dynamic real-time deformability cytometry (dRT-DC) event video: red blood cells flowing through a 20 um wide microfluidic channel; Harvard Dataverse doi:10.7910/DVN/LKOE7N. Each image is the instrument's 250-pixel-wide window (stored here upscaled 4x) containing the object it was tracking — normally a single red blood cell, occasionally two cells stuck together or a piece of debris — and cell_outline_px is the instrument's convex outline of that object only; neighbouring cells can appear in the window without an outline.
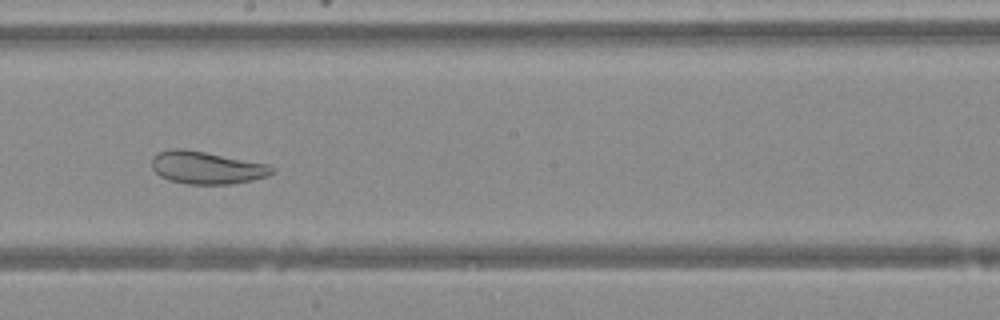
{"species": "Egyptian fruit bat (a non-hibernating species)", "species_latin": "Rousettus aegyptiacus", "temperature_condition": "warm", "stored_images_in_passage": 38, "camera_frame_rate_fps": 3000, "um_per_image_px": 0.085, "animal": {"sex": "female"}, "frame": {"image": 1, "passage_image": 17, "time_ms": 5.333, "image_size_px": [1000, 320], "cell_outline_px": [[276, 172], [268, 176], [252, 180], [232, 184], [188, 184], [168, 180], [160, 176], [152, 168], [152, 156], [156, 152], [168, 148], [184, 148], [268, 164]], "centroid_in_image_um": [17.53, 14.24], "position_along_channel_um": 230.7, "area_um2": 23.0}}
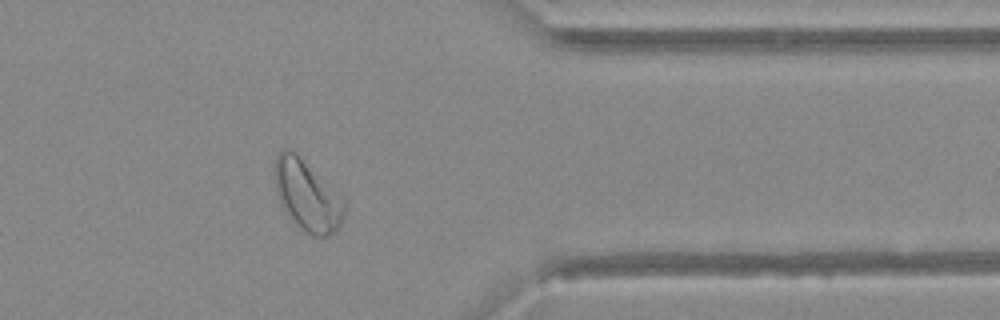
{"frame": {"image": 2, "passage_image": 29, "time_ms": 9.333, "image_size_px": [1000, 320], "cell_outline_px": [[344, 216], [336, 232], [328, 236], [312, 236], [304, 232], [292, 220], [284, 208], [276, 192], [272, 176], [276, 156], [284, 148], [292, 148], [344, 200]], "centroid_in_image_um": [26.07, 16.61], "position_along_channel_um": 385.3, "area_um2": 28.61}}
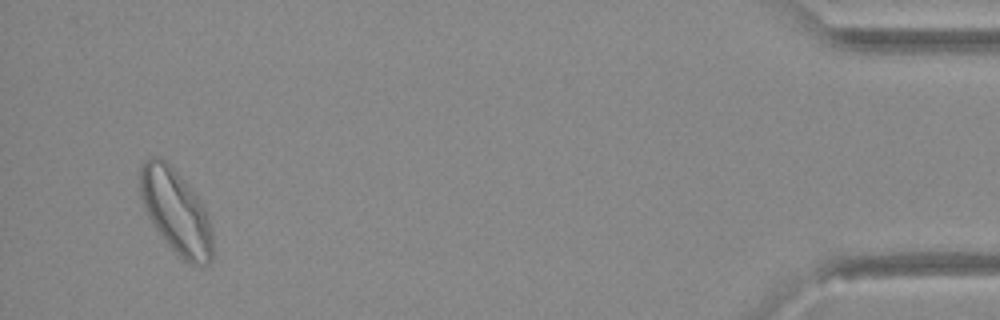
{"frame": {"image": 3, "passage_image": 36, "time_ms": 11.667, "image_size_px": [1000, 320], "cell_outline_px": [[212, 260], [208, 264], [200, 268], [184, 260], [172, 248], [156, 228], [148, 216], [140, 196], [140, 164], [144, 160], [152, 156], [160, 156], [180, 176], [200, 200], [208, 216], [212, 232]], "centroid_in_image_um": [14.96, 17.98], "position_along_channel_um": 420.2, "area_um2": 35.26}}